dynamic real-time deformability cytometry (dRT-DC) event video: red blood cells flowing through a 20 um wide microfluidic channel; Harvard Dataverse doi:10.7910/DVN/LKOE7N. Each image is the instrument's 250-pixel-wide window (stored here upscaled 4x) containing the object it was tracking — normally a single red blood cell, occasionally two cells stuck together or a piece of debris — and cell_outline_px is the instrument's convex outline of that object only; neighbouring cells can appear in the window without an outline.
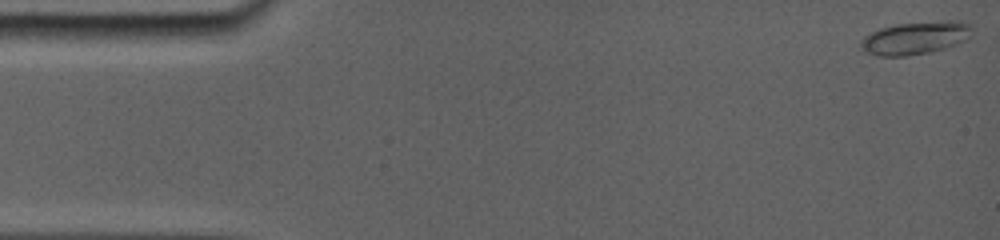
{"species": "common noctule bat (a hibernating species)", "species_latin": "Nyctalus noctula", "temperature_condition": "room temperature", "stored_images_in_passage": 100, "camera_frame_rate_fps": 5000, "um_per_image_px": 0.085, "animal": {"sex": "female", "body_mass_g": 19.0, "forearm_length_mm": 56.7}, "frame": {"image": 1, "passage_image": 1, "time_ms": 0.0, "image_size_px": [1000, 240], "cell_outline_px": [[972, 36], [956, 44], [944, 48], [928, 52], [908, 56], [876, 56], [864, 52], [860, 44], [860, 40], [864, 36], [880, 28], [896, 24], [944, 20], [960, 20], [972, 24]], "centroid_in_image_um": [77.82, 3.21], "position_along_channel_um": 7.2, "area_um2": 21.56}}
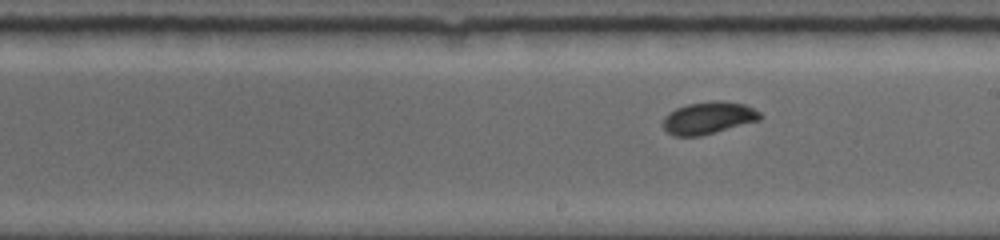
{"frame": {"image": 2, "passage_image": 47, "time_ms": 9.0, "image_size_px": [1000, 240], "cell_outline_px": [[760, 120], [700, 136], [672, 136], [664, 128], [664, 116], [668, 112], [676, 108], [688, 104], [716, 100], [720, 100], [744, 104], [760, 112]], "centroid_in_image_um": [60.19, 10.02], "position_along_channel_um": 228.8, "area_um2": 18.09}}
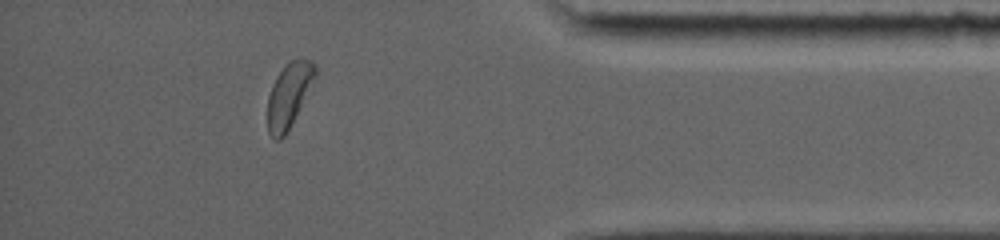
{"frame": {"image": 3, "passage_image": 84, "time_ms": 14.2, "image_size_px": [1000, 240], "cell_outline_px": [[316, 76], [284, 136], [280, 140], [276, 140], [268, 132], [268, 96], [272, 84], [276, 76], [284, 64], [292, 60], [312, 60], [316, 64]], "centroid_in_image_um": [24.54, 8.05], "position_along_channel_um": 410.7, "area_um2": 17.4}}